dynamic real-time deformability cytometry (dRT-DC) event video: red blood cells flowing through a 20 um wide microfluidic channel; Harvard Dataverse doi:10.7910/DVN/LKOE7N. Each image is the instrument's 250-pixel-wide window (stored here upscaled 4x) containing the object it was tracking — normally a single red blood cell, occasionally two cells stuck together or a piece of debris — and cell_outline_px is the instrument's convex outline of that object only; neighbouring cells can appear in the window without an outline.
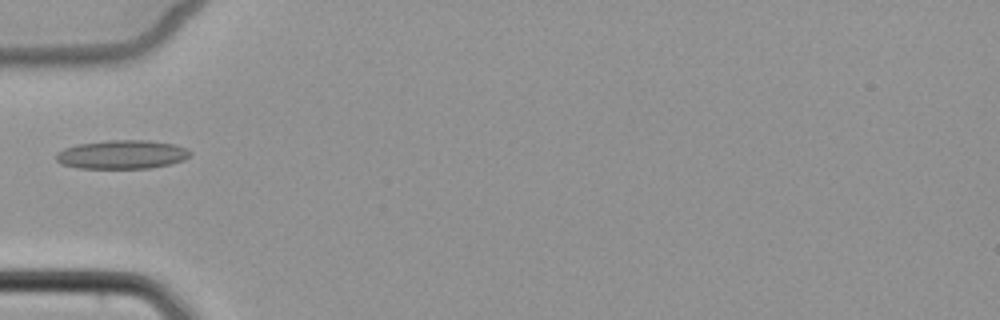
{"species": "common noctule bat (a hibernating species)", "species_latin": "Nyctalus noctula", "temperature_condition": "cold", "stored_images_in_passage": 2, "camera_frame_rate_fps": 3000, "um_per_image_px": 0.085, "animal": {"sex": "female", "body_mass_g": 22.7, "forearm_length_mm": 54.2}, "frame": {"image": 1, "passage_image": 1, "time_ms": 0.0, "image_size_px": [1000, 320], "cell_outline_px": [[192, 152], [184, 160], [168, 164], [148, 168], [76, 168], [60, 164], [56, 160], [56, 152], [64, 148], [76, 144], [108, 140], [148, 140], [176, 144], [188, 148]], "centroid_in_image_um": [10.35, 13.12], "position_along_channel_um": 74.7, "area_um2": 22.66}}
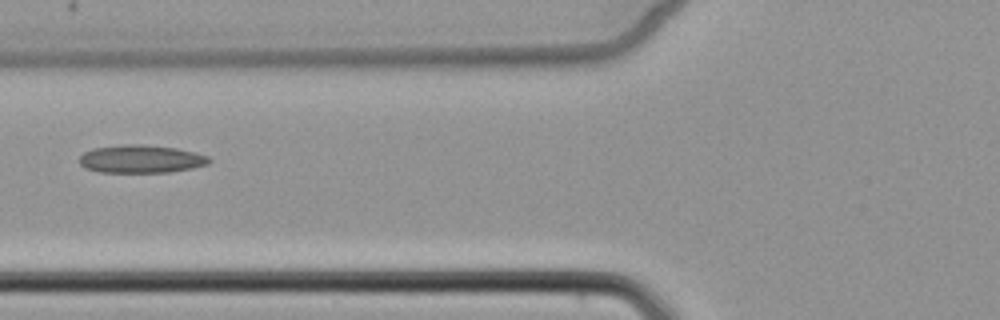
{"frame": {"image": 2, "passage_image": 2, "time_ms": 1.0, "image_size_px": [1000, 320], "cell_outline_px": [[212, 160], [208, 164], [192, 168], [168, 172], [100, 172], [84, 168], [80, 164], [80, 156], [84, 152], [92, 148], [124, 144], [140, 144], [176, 148], [196, 152], [208, 156]], "centroid_in_image_um": [11.98, 13.51], "position_along_channel_um": 113.8, "area_um2": 21.21}}